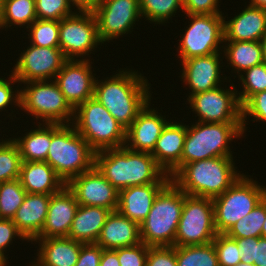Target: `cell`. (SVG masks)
Returning <instances> with one entry per match:
<instances>
[{"instance_id":"6da1fadb","label":"cell","mask_w":266,"mask_h":266,"mask_svg":"<svg viewBox=\"0 0 266 266\" xmlns=\"http://www.w3.org/2000/svg\"><path fill=\"white\" fill-rule=\"evenodd\" d=\"M104 80L95 81L94 97L126 129L151 101L148 79L132 69H119ZM145 77V78H144Z\"/></svg>"},{"instance_id":"7a4b0ae2","label":"cell","mask_w":266,"mask_h":266,"mask_svg":"<svg viewBox=\"0 0 266 266\" xmlns=\"http://www.w3.org/2000/svg\"><path fill=\"white\" fill-rule=\"evenodd\" d=\"M94 166L118 191L171 181L150 153L132 151L126 146L95 152Z\"/></svg>"},{"instance_id":"3957f363","label":"cell","mask_w":266,"mask_h":266,"mask_svg":"<svg viewBox=\"0 0 266 266\" xmlns=\"http://www.w3.org/2000/svg\"><path fill=\"white\" fill-rule=\"evenodd\" d=\"M233 157H215L186 163L171 180L187 195L214 198L240 177Z\"/></svg>"},{"instance_id":"277c9868","label":"cell","mask_w":266,"mask_h":266,"mask_svg":"<svg viewBox=\"0 0 266 266\" xmlns=\"http://www.w3.org/2000/svg\"><path fill=\"white\" fill-rule=\"evenodd\" d=\"M67 184L95 164V151L72 124L51 123V144L46 161Z\"/></svg>"},{"instance_id":"5b68a950","label":"cell","mask_w":266,"mask_h":266,"mask_svg":"<svg viewBox=\"0 0 266 266\" xmlns=\"http://www.w3.org/2000/svg\"><path fill=\"white\" fill-rule=\"evenodd\" d=\"M184 205V192L171 180L156 196L139 224L141 242L149 247L174 246Z\"/></svg>"},{"instance_id":"8992f818","label":"cell","mask_w":266,"mask_h":266,"mask_svg":"<svg viewBox=\"0 0 266 266\" xmlns=\"http://www.w3.org/2000/svg\"><path fill=\"white\" fill-rule=\"evenodd\" d=\"M242 123L195 122L186 125L181 168L186 163L215 157H234L230 143L243 137Z\"/></svg>"},{"instance_id":"52a82bcc","label":"cell","mask_w":266,"mask_h":266,"mask_svg":"<svg viewBox=\"0 0 266 266\" xmlns=\"http://www.w3.org/2000/svg\"><path fill=\"white\" fill-rule=\"evenodd\" d=\"M72 125L95 152L125 146L126 128L95 97L74 109Z\"/></svg>"},{"instance_id":"ba28073f","label":"cell","mask_w":266,"mask_h":266,"mask_svg":"<svg viewBox=\"0 0 266 266\" xmlns=\"http://www.w3.org/2000/svg\"><path fill=\"white\" fill-rule=\"evenodd\" d=\"M266 196V187L242 173L241 177L221 195L212 199L214 225L217 233H226Z\"/></svg>"},{"instance_id":"9c48e42d","label":"cell","mask_w":266,"mask_h":266,"mask_svg":"<svg viewBox=\"0 0 266 266\" xmlns=\"http://www.w3.org/2000/svg\"><path fill=\"white\" fill-rule=\"evenodd\" d=\"M20 90V110L43 123L72 124L74 109L54 80L25 82ZM72 120V121H71Z\"/></svg>"},{"instance_id":"30bf717a","label":"cell","mask_w":266,"mask_h":266,"mask_svg":"<svg viewBox=\"0 0 266 266\" xmlns=\"http://www.w3.org/2000/svg\"><path fill=\"white\" fill-rule=\"evenodd\" d=\"M189 20L188 27L177 47L178 58L181 62L192 57L206 56L221 52L224 43L223 14L191 15L186 14ZM222 44V45H220Z\"/></svg>"},{"instance_id":"8fae6325","label":"cell","mask_w":266,"mask_h":266,"mask_svg":"<svg viewBox=\"0 0 266 266\" xmlns=\"http://www.w3.org/2000/svg\"><path fill=\"white\" fill-rule=\"evenodd\" d=\"M217 234L214 225L212 198L191 196L184 193V205L174 246L211 243Z\"/></svg>"},{"instance_id":"7c38bea8","label":"cell","mask_w":266,"mask_h":266,"mask_svg":"<svg viewBox=\"0 0 266 266\" xmlns=\"http://www.w3.org/2000/svg\"><path fill=\"white\" fill-rule=\"evenodd\" d=\"M102 43L92 11H75L59 21V48L67 60H84Z\"/></svg>"},{"instance_id":"4fadbf2b","label":"cell","mask_w":266,"mask_h":266,"mask_svg":"<svg viewBox=\"0 0 266 266\" xmlns=\"http://www.w3.org/2000/svg\"><path fill=\"white\" fill-rule=\"evenodd\" d=\"M230 86H218L186 99L198 116L197 122L242 123V105L237 94L239 89L235 88L233 83Z\"/></svg>"},{"instance_id":"5bb4252c","label":"cell","mask_w":266,"mask_h":266,"mask_svg":"<svg viewBox=\"0 0 266 266\" xmlns=\"http://www.w3.org/2000/svg\"><path fill=\"white\" fill-rule=\"evenodd\" d=\"M92 12L103 44L132 33L136 21L142 18L139 0H100Z\"/></svg>"},{"instance_id":"9a60e30c","label":"cell","mask_w":266,"mask_h":266,"mask_svg":"<svg viewBox=\"0 0 266 266\" xmlns=\"http://www.w3.org/2000/svg\"><path fill=\"white\" fill-rule=\"evenodd\" d=\"M29 45L16 59L12 74L19 83L54 80L67 61L62 50Z\"/></svg>"},{"instance_id":"2e32d148","label":"cell","mask_w":266,"mask_h":266,"mask_svg":"<svg viewBox=\"0 0 266 266\" xmlns=\"http://www.w3.org/2000/svg\"><path fill=\"white\" fill-rule=\"evenodd\" d=\"M89 59L67 60L54 79L73 109L94 97L96 74Z\"/></svg>"},{"instance_id":"e0dca14e","label":"cell","mask_w":266,"mask_h":266,"mask_svg":"<svg viewBox=\"0 0 266 266\" xmlns=\"http://www.w3.org/2000/svg\"><path fill=\"white\" fill-rule=\"evenodd\" d=\"M66 186L82 206H98L117 211L119 191L94 166L72 178Z\"/></svg>"},{"instance_id":"ac0fdd59","label":"cell","mask_w":266,"mask_h":266,"mask_svg":"<svg viewBox=\"0 0 266 266\" xmlns=\"http://www.w3.org/2000/svg\"><path fill=\"white\" fill-rule=\"evenodd\" d=\"M220 53L221 52L206 56L192 57L180 62L182 65V73L179 77H181V81L185 83L184 85L188 86L191 90L187 98L193 94L205 92L221 86V84H223L221 82L228 80L226 75L223 78V74H221L223 56H221Z\"/></svg>"},{"instance_id":"d6986e66","label":"cell","mask_w":266,"mask_h":266,"mask_svg":"<svg viewBox=\"0 0 266 266\" xmlns=\"http://www.w3.org/2000/svg\"><path fill=\"white\" fill-rule=\"evenodd\" d=\"M150 102L126 129L125 146L132 151L151 153L163 128L169 122L166 116L150 107Z\"/></svg>"},{"instance_id":"ffe728a7","label":"cell","mask_w":266,"mask_h":266,"mask_svg":"<svg viewBox=\"0 0 266 266\" xmlns=\"http://www.w3.org/2000/svg\"><path fill=\"white\" fill-rule=\"evenodd\" d=\"M79 203L65 185L51 195L46 220L37 238L68 237Z\"/></svg>"},{"instance_id":"44dd1931","label":"cell","mask_w":266,"mask_h":266,"mask_svg":"<svg viewBox=\"0 0 266 266\" xmlns=\"http://www.w3.org/2000/svg\"><path fill=\"white\" fill-rule=\"evenodd\" d=\"M174 121L170 119L166 124L150 153L171 178L181 169V157L186 136V124Z\"/></svg>"},{"instance_id":"7402d4cb","label":"cell","mask_w":266,"mask_h":266,"mask_svg":"<svg viewBox=\"0 0 266 266\" xmlns=\"http://www.w3.org/2000/svg\"><path fill=\"white\" fill-rule=\"evenodd\" d=\"M52 194L27 193L24 202L12 218L17 230L27 242L33 241L43 229Z\"/></svg>"},{"instance_id":"603a6c76","label":"cell","mask_w":266,"mask_h":266,"mask_svg":"<svg viewBox=\"0 0 266 266\" xmlns=\"http://www.w3.org/2000/svg\"><path fill=\"white\" fill-rule=\"evenodd\" d=\"M167 184L150 183L120 190L117 211L140 224L147 218L156 196Z\"/></svg>"},{"instance_id":"cb8c5ba5","label":"cell","mask_w":266,"mask_h":266,"mask_svg":"<svg viewBox=\"0 0 266 266\" xmlns=\"http://www.w3.org/2000/svg\"><path fill=\"white\" fill-rule=\"evenodd\" d=\"M266 35V10L248 5L224 20V41H260Z\"/></svg>"},{"instance_id":"d4e9b609","label":"cell","mask_w":266,"mask_h":266,"mask_svg":"<svg viewBox=\"0 0 266 266\" xmlns=\"http://www.w3.org/2000/svg\"><path fill=\"white\" fill-rule=\"evenodd\" d=\"M96 243L112 250L137 245L141 243L139 224L118 211L110 212Z\"/></svg>"},{"instance_id":"484cf974","label":"cell","mask_w":266,"mask_h":266,"mask_svg":"<svg viewBox=\"0 0 266 266\" xmlns=\"http://www.w3.org/2000/svg\"><path fill=\"white\" fill-rule=\"evenodd\" d=\"M35 242L40 243L36 260L41 266H75L83 245L69 237L36 238Z\"/></svg>"},{"instance_id":"4316f807","label":"cell","mask_w":266,"mask_h":266,"mask_svg":"<svg viewBox=\"0 0 266 266\" xmlns=\"http://www.w3.org/2000/svg\"><path fill=\"white\" fill-rule=\"evenodd\" d=\"M19 180L27 193L54 194L66 185L55 170L43 161H22Z\"/></svg>"},{"instance_id":"83f0119b","label":"cell","mask_w":266,"mask_h":266,"mask_svg":"<svg viewBox=\"0 0 266 266\" xmlns=\"http://www.w3.org/2000/svg\"><path fill=\"white\" fill-rule=\"evenodd\" d=\"M110 210L98 206L79 205L68 237L83 243H96Z\"/></svg>"},{"instance_id":"f1b7e54d","label":"cell","mask_w":266,"mask_h":266,"mask_svg":"<svg viewBox=\"0 0 266 266\" xmlns=\"http://www.w3.org/2000/svg\"><path fill=\"white\" fill-rule=\"evenodd\" d=\"M227 42V43H226ZM224 49V50H223ZM223 51L227 66L240 75L246 69L263 63L260 41H224Z\"/></svg>"},{"instance_id":"f546056e","label":"cell","mask_w":266,"mask_h":266,"mask_svg":"<svg viewBox=\"0 0 266 266\" xmlns=\"http://www.w3.org/2000/svg\"><path fill=\"white\" fill-rule=\"evenodd\" d=\"M39 123L36 129H30L24 136L11 138L17 145L22 161H46L51 144V123Z\"/></svg>"},{"instance_id":"4dcf8cb0","label":"cell","mask_w":266,"mask_h":266,"mask_svg":"<svg viewBox=\"0 0 266 266\" xmlns=\"http://www.w3.org/2000/svg\"><path fill=\"white\" fill-rule=\"evenodd\" d=\"M36 19L35 0H2L0 29H10L13 25L28 28Z\"/></svg>"},{"instance_id":"1f68e13d","label":"cell","mask_w":266,"mask_h":266,"mask_svg":"<svg viewBox=\"0 0 266 266\" xmlns=\"http://www.w3.org/2000/svg\"><path fill=\"white\" fill-rule=\"evenodd\" d=\"M178 266H219L213 242L193 245L175 246Z\"/></svg>"},{"instance_id":"d6a6232c","label":"cell","mask_w":266,"mask_h":266,"mask_svg":"<svg viewBox=\"0 0 266 266\" xmlns=\"http://www.w3.org/2000/svg\"><path fill=\"white\" fill-rule=\"evenodd\" d=\"M139 8L141 16L155 25H165L176 12L184 10L183 0H139Z\"/></svg>"},{"instance_id":"836d02e7","label":"cell","mask_w":266,"mask_h":266,"mask_svg":"<svg viewBox=\"0 0 266 266\" xmlns=\"http://www.w3.org/2000/svg\"><path fill=\"white\" fill-rule=\"evenodd\" d=\"M266 217V196L249 214L237 221L226 234L231 238L261 237Z\"/></svg>"},{"instance_id":"e575fe53","label":"cell","mask_w":266,"mask_h":266,"mask_svg":"<svg viewBox=\"0 0 266 266\" xmlns=\"http://www.w3.org/2000/svg\"><path fill=\"white\" fill-rule=\"evenodd\" d=\"M26 195L19 178L0 183V219H12Z\"/></svg>"},{"instance_id":"d590c367","label":"cell","mask_w":266,"mask_h":266,"mask_svg":"<svg viewBox=\"0 0 266 266\" xmlns=\"http://www.w3.org/2000/svg\"><path fill=\"white\" fill-rule=\"evenodd\" d=\"M22 159L16 143L11 139H0V183L18 179Z\"/></svg>"},{"instance_id":"8d00e7d4","label":"cell","mask_w":266,"mask_h":266,"mask_svg":"<svg viewBox=\"0 0 266 266\" xmlns=\"http://www.w3.org/2000/svg\"><path fill=\"white\" fill-rule=\"evenodd\" d=\"M238 78L243 90L237 94L239 102L243 106L253 95L266 91V64L262 63L246 69L238 75Z\"/></svg>"},{"instance_id":"74e56055","label":"cell","mask_w":266,"mask_h":266,"mask_svg":"<svg viewBox=\"0 0 266 266\" xmlns=\"http://www.w3.org/2000/svg\"><path fill=\"white\" fill-rule=\"evenodd\" d=\"M30 44L40 47H59V21L36 19L28 28Z\"/></svg>"},{"instance_id":"f35d334b","label":"cell","mask_w":266,"mask_h":266,"mask_svg":"<svg viewBox=\"0 0 266 266\" xmlns=\"http://www.w3.org/2000/svg\"><path fill=\"white\" fill-rule=\"evenodd\" d=\"M238 243L241 262L266 266V237L234 238Z\"/></svg>"},{"instance_id":"ab89813d","label":"cell","mask_w":266,"mask_h":266,"mask_svg":"<svg viewBox=\"0 0 266 266\" xmlns=\"http://www.w3.org/2000/svg\"><path fill=\"white\" fill-rule=\"evenodd\" d=\"M68 0H35V11L37 19L55 20L73 15L74 8Z\"/></svg>"},{"instance_id":"60d3db41","label":"cell","mask_w":266,"mask_h":266,"mask_svg":"<svg viewBox=\"0 0 266 266\" xmlns=\"http://www.w3.org/2000/svg\"><path fill=\"white\" fill-rule=\"evenodd\" d=\"M219 266H236L241 262L238 243L226 233H218L212 241Z\"/></svg>"},{"instance_id":"b9f144b4","label":"cell","mask_w":266,"mask_h":266,"mask_svg":"<svg viewBox=\"0 0 266 266\" xmlns=\"http://www.w3.org/2000/svg\"><path fill=\"white\" fill-rule=\"evenodd\" d=\"M247 115L253 117V122H266V91L259 92L253 95L243 106H242V127L245 133L247 123Z\"/></svg>"},{"instance_id":"7bdbcfd3","label":"cell","mask_w":266,"mask_h":266,"mask_svg":"<svg viewBox=\"0 0 266 266\" xmlns=\"http://www.w3.org/2000/svg\"><path fill=\"white\" fill-rule=\"evenodd\" d=\"M149 246L139 243L130 247L114 249L120 266H146Z\"/></svg>"},{"instance_id":"ee69618b","label":"cell","mask_w":266,"mask_h":266,"mask_svg":"<svg viewBox=\"0 0 266 266\" xmlns=\"http://www.w3.org/2000/svg\"><path fill=\"white\" fill-rule=\"evenodd\" d=\"M146 266H178L175 246L149 247Z\"/></svg>"},{"instance_id":"f6af8a7d","label":"cell","mask_w":266,"mask_h":266,"mask_svg":"<svg viewBox=\"0 0 266 266\" xmlns=\"http://www.w3.org/2000/svg\"><path fill=\"white\" fill-rule=\"evenodd\" d=\"M9 75V80L5 79L6 77L0 78V111H4L5 108L6 110L8 107L10 108L9 105H11V108L13 107L12 105L17 106L20 108V91L19 90H14L12 87L13 84L19 81L16 79V77L10 73ZM14 90V91H13Z\"/></svg>"},{"instance_id":"bcb514c9","label":"cell","mask_w":266,"mask_h":266,"mask_svg":"<svg viewBox=\"0 0 266 266\" xmlns=\"http://www.w3.org/2000/svg\"><path fill=\"white\" fill-rule=\"evenodd\" d=\"M219 0H183V11L191 15L222 14Z\"/></svg>"},{"instance_id":"7dc6e473","label":"cell","mask_w":266,"mask_h":266,"mask_svg":"<svg viewBox=\"0 0 266 266\" xmlns=\"http://www.w3.org/2000/svg\"><path fill=\"white\" fill-rule=\"evenodd\" d=\"M15 237H19L22 241H27L24 236L17 230V226L12 219H0V254L7 260L5 255L7 247L12 245ZM5 252V253H4Z\"/></svg>"},{"instance_id":"c3c4849f","label":"cell","mask_w":266,"mask_h":266,"mask_svg":"<svg viewBox=\"0 0 266 266\" xmlns=\"http://www.w3.org/2000/svg\"><path fill=\"white\" fill-rule=\"evenodd\" d=\"M102 251L97 243L83 244L75 266H99Z\"/></svg>"},{"instance_id":"681fc988","label":"cell","mask_w":266,"mask_h":266,"mask_svg":"<svg viewBox=\"0 0 266 266\" xmlns=\"http://www.w3.org/2000/svg\"><path fill=\"white\" fill-rule=\"evenodd\" d=\"M99 266H120L116 251L103 249Z\"/></svg>"},{"instance_id":"f907efd6","label":"cell","mask_w":266,"mask_h":266,"mask_svg":"<svg viewBox=\"0 0 266 266\" xmlns=\"http://www.w3.org/2000/svg\"><path fill=\"white\" fill-rule=\"evenodd\" d=\"M78 11H93L100 0H68Z\"/></svg>"},{"instance_id":"816d5d0a","label":"cell","mask_w":266,"mask_h":266,"mask_svg":"<svg viewBox=\"0 0 266 266\" xmlns=\"http://www.w3.org/2000/svg\"><path fill=\"white\" fill-rule=\"evenodd\" d=\"M249 5L266 10V0H251Z\"/></svg>"},{"instance_id":"f5cc1de1","label":"cell","mask_w":266,"mask_h":266,"mask_svg":"<svg viewBox=\"0 0 266 266\" xmlns=\"http://www.w3.org/2000/svg\"><path fill=\"white\" fill-rule=\"evenodd\" d=\"M263 52V63L266 64V35L260 40Z\"/></svg>"},{"instance_id":"db71d44e","label":"cell","mask_w":266,"mask_h":266,"mask_svg":"<svg viewBox=\"0 0 266 266\" xmlns=\"http://www.w3.org/2000/svg\"><path fill=\"white\" fill-rule=\"evenodd\" d=\"M9 260H6L1 254H0V266H7V262Z\"/></svg>"},{"instance_id":"11a10c76","label":"cell","mask_w":266,"mask_h":266,"mask_svg":"<svg viewBox=\"0 0 266 266\" xmlns=\"http://www.w3.org/2000/svg\"><path fill=\"white\" fill-rule=\"evenodd\" d=\"M261 237H266V217H265V220H264V223H263Z\"/></svg>"},{"instance_id":"9f6ffc18","label":"cell","mask_w":266,"mask_h":266,"mask_svg":"<svg viewBox=\"0 0 266 266\" xmlns=\"http://www.w3.org/2000/svg\"><path fill=\"white\" fill-rule=\"evenodd\" d=\"M236 266H255V265L247 264V263H244V262H240Z\"/></svg>"},{"instance_id":"6f0895ef","label":"cell","mask_w":266,"mask_h":266,"mask_svg":"<svg viewBox=\"0 0 266 266\" xmlns=\"http://www.w3.org/2000/svg\"><path fill=\"white\" fill-rule=\"evenodd\" d=\"M30 266H41V265H39L37 262H36V260L34 261V262H31V265Z\"/></svg>"}]
</instances>
